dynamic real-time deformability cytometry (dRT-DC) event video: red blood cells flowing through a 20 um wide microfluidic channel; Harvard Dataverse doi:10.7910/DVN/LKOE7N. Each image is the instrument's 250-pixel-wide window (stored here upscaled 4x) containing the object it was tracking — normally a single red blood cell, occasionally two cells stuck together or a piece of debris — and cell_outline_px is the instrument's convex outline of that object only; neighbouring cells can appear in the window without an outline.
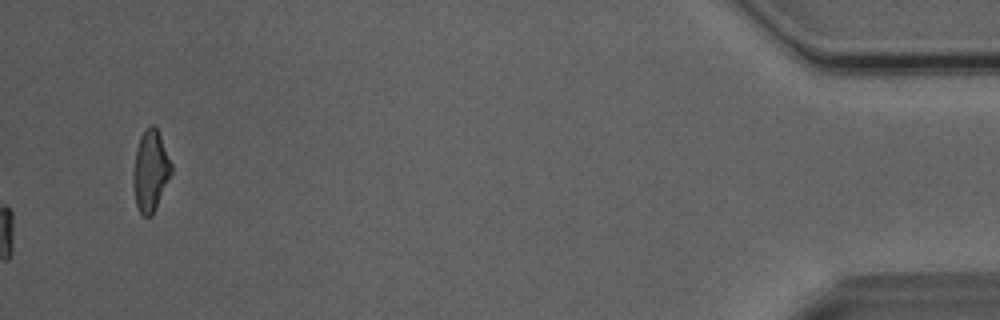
{"species": "Egyptian fruit bat (a non-hibernating species)", "species_latin": "Rousettus aegyptiacus", "temperature_condition": "room temperature", "stored_images_in_passage": 52, "camera_frame_rate_fps": 3000, "um_per_image_px": 0.085, "animal": {"sex": "male"}, "frame": {"image": 1, "passage_image": 52, "time_ms": 17.0, "image_size_px": [1000, 320], "cell_outline_px": [[172, 172], [156, 208], [152, 216], [144, 216], [136, 208], [132, 172], [136, 148], [140, 136], [144, 128], [148, 124], [152, 124], [156, 128], [160, 136], [172, 164]], "centroid_in_image_um": [12.77, 14.51], "position_along_channel_um": 422.4, "area_um2": 18.09}, "authors_computed_cell_mechanics": {"area_um2": 20.9814, "velocity_mm_per_s": 4.053, "shape_relaxation_time_tau1_ms": 8.3138, "shape_relaxation_time_tau2_ms": 1.847, "deformation_change_tau1": 0.2099, "deformation_change_tau2": 0.0758}}